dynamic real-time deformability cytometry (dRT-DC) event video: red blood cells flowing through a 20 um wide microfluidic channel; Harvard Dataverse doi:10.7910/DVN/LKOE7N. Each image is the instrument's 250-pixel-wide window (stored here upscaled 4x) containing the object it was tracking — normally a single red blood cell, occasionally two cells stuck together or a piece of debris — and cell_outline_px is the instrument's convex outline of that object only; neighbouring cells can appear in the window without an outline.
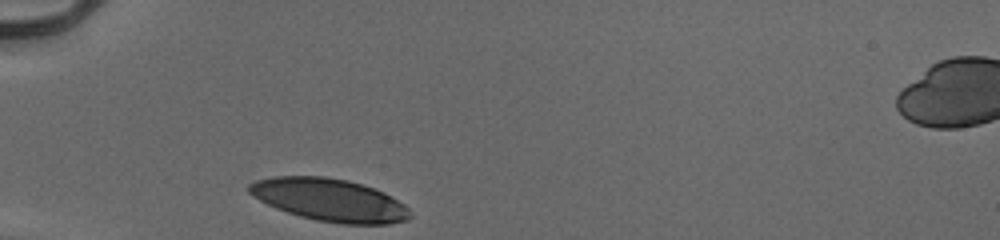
{"species": "human", "species_latin": "Homo sapiens", "temperature_condition": "cold", "stored_images_in_passage": 28, "camera_frame_rate_fps": 3000, "um_per_image_px": 0.085, "donor": {"sex": "male"}, "frame": {"image": 1, "passage_image": 1, "time_ms": 0.0, "image_size_px": [1000, 240], "cell_outline_px": [[412, 216], [408, 220], [388, 224], [340, 224], [316, 220], [300, 216], [276, 208], [260, 200], [248, 192], [248, 184], [256, 180], [276, 176], [324, 176], [348, 180], [384, 192], [404, 204], [408, 208]], "centroid_in_image_um": [28.02, 17.0], "position_along_channel_um": 57.0, "area_um2": 39.88}}
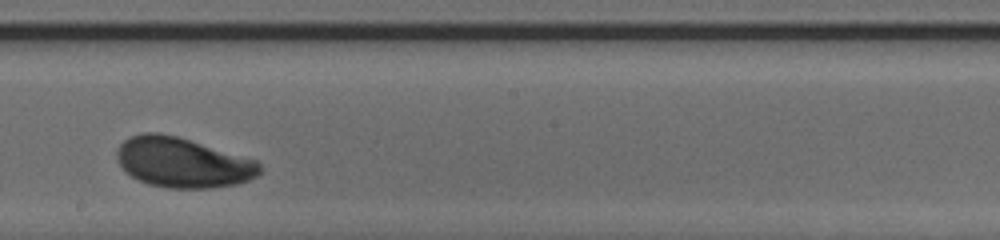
{"frame": {"image": 2, "passage_image": 16, "time_ms": 5.0, "image_size_px": [1000, 240], "cell_outline_px": [[260, 172], [256, 176], [248, 180], [236, 184], [212, 188], [168, 188], [148, 184], [124, 172], [116, 156], [116, 152], [120, 144], [128, 136], [144, 132], [160, 132], [176, 136], [256, 160], [260, 164]], "centroid_in_image_um": [15.48, 13.81], "position_along_channel_um": 232.7, "area_um2": 41.5}}
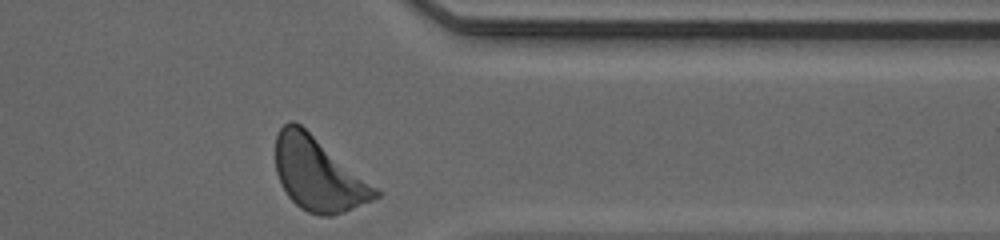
{"frame": {"image": 3, "passage_image": 28, "time_ms": 9.0, "image_size_px": [1000, 240], "cell_outline_px": [[380, 196], [372, 200], [344, 212], [332, 216], [320, 216], [308, 212], [300, 208], [288, 196], [280, 184], [276, 172], [276, 136], [280, 128], [288, 120], [292, 120], [300, 124], [376, 188], [380, 192]], "centroid_in_image_um": [27.0, 14.81], "position_along_channel_um": 384.4, "area_um2": 42.08}, "authors_computed_cell_mechanics": {"area_um2": 41.1247, "velocity_mm_per_s": 3.8854, "shape_relaxation_time_tau1_ms": 1.3569, "shape_relaxation_time_tau2_ms": null, "deformation_change_tau1": 0.1005, "deformation_change_tau2": null}}